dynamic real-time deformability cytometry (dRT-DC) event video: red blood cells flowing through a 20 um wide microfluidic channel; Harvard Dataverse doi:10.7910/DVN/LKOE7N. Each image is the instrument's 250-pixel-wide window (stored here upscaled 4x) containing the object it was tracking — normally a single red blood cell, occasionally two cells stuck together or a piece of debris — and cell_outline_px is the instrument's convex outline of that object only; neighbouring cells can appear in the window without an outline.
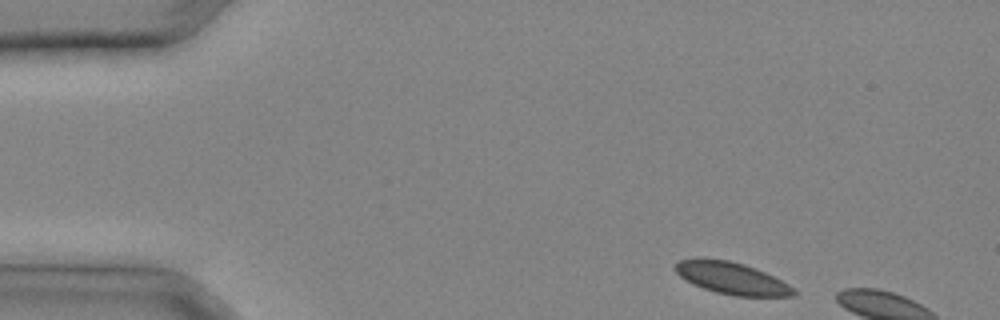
{"species": "common noctule bat (a hibernating species)", "species_latin": "Nyctalus noctula", "temperature_condition": "cold", "stored_images_in_passage": 3, "camera_frame_rate_fps": 3000, "um_per_image_px": 0.085, "animal": {"sex": "male", "body_mass_g": 20.4}, "frame": {"image": 1, "passage_image": 1, "time_ms": 0.0, "image_size_px": [1000, 320], "cell_outline_px": [[796, 296], [736, 296], [716, 292], [692, 284], [680, 276], [672, 268], [680, 260], [696, 256], [704, 256], [728, 260], [744, 264], [756, 268], [796, 288]], "centroid_in_image_um": [62.15, 23.61], "position_along_channel_um": 22.9, "area_um2": 22.43}}